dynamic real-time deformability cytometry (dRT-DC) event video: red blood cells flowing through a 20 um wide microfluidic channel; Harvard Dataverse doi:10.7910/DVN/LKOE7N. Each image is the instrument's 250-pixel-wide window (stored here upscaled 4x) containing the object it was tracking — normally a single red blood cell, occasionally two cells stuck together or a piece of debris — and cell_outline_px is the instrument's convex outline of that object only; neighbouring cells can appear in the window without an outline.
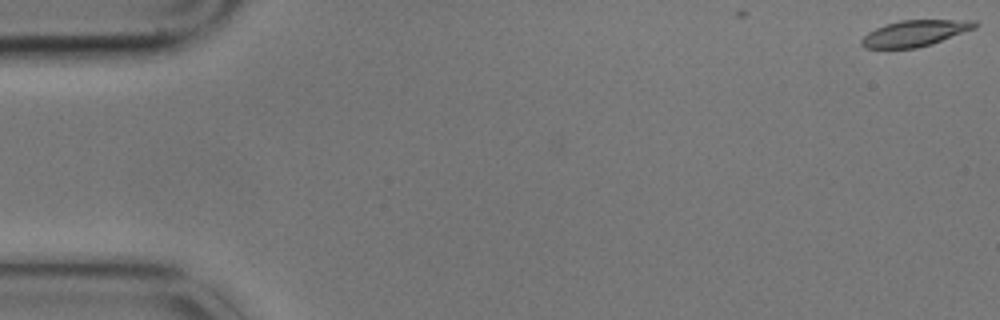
{"species": "common noctule bat (a hibernating species)", "species_latin": "Nyctalus noctula", "temperature_condition": "cold", "stored_images_in_passage": 4, "camera_frame_rate_fps": 3000, "um_per_image_px": 0.085, "animal": {"sex": "male", "body_mass_g": 17.9}, "frame": {"image": 1, "passage_image": 1, "time_ms": 0.0, "image_size_px": [1000, 320], "cell_outline_px": [[976, 28], [932, 44], [916, 48], [864, 48], [860, 44], [860, 40], [868, 32], [884, 24], [900, 20], [976, 20]], "centroid_in_image_um": [77.75, 2.82], "position_along_channel_um": 7.3, "area_um2": 17.28}}
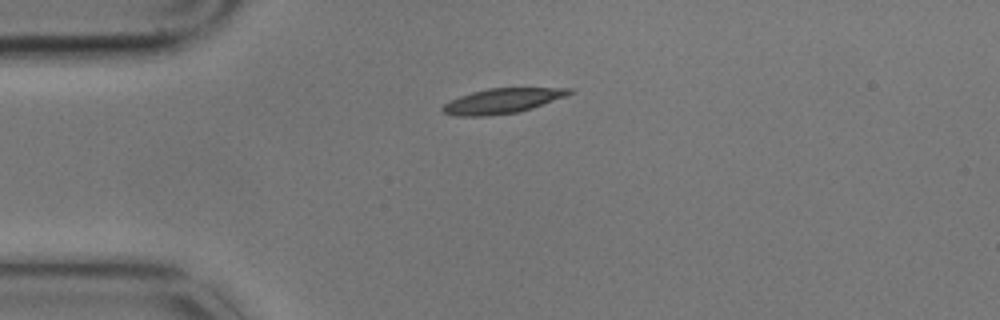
{"frame": {"image": 2, "passage_image": 4, "time_ms": 1.0, "image_size_px": [1000, 320], "cell_outline_px": [[576, 92], [532, 108], [516, 112], [488, 116], [456, 116], [444, 112], [440, 108], [444, 104], [460, 96], [472, 92], [488, 88], [572, 88]], "centroid_in_image_um": [42.7, 8.57], "position_along_channel_um": 42.3, "area_um2": 18.26}}